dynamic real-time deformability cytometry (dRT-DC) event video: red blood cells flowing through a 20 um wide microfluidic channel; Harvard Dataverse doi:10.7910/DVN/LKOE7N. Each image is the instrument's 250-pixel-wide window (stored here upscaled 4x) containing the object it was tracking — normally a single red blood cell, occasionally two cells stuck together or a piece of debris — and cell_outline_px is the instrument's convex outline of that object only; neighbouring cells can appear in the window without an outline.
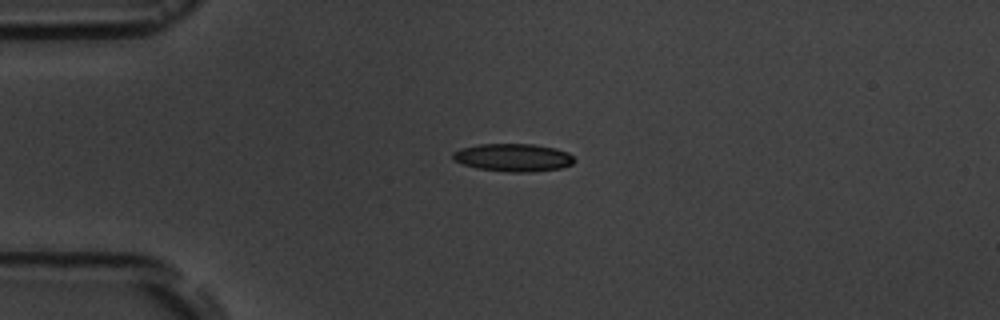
{"species": "common noctule bat (a hibernating species)", "species_latin": "Nyctalus noctula", "temperature_condition": "room temperature", "stored_images_in_passage": 2, "camera_frame_rate_fps": 3000, "um_per_image_px": 0.085, "animal": {"sex": "male", "body_mass_g": 19.5, "forearm_length_mm": 54.6}, "frame": {"image": 1, "passage_image": 1, "time_ms": 0.0, "image_size_px": [1000, 320], "cell_outline_px": [[576, 160], [572, 164], [560, 168], [532, 172], [508, 172], [476, 168], [452, 160], [452, 152], [460, 148], [480, 144], [536, 144], [556, 148], [568, 152]], "centroid_in_image_um": [43.62, 13.39], "position_along_channel_um": 41.4, "area_um2": 19.88}}